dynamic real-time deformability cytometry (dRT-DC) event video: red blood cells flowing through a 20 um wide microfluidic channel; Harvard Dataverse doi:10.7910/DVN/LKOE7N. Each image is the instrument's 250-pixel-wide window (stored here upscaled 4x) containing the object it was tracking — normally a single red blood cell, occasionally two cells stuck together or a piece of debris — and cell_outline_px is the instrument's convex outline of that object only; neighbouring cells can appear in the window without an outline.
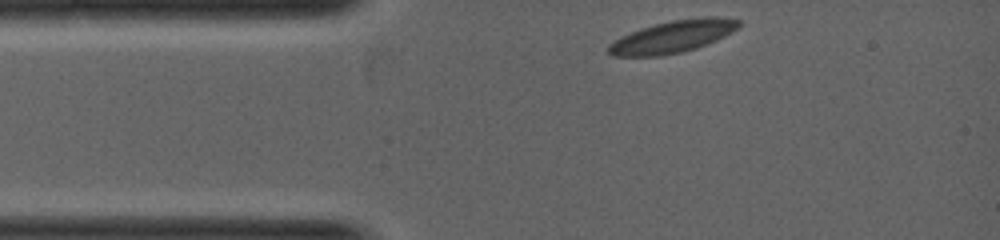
{"species": "common noctule bat (a hibernating species)", "species_latin": "Nyctalus noctula", "temperature_condition": "warm", "stored_images_in_passage": 17, "camera_frame_rate_fps": 5000, "um_per_image_px": 0.085, "animal": {"sex": "female", "body_mass_g": 19.0, "forearm_length_mm": 53.3}, "frame": {"image": 1, "passage_image": 1, "time_ms": 0.0, "image_size_px": [1000, 240], "cell_outline_px": [[740, 24], [732, 32], [716, 40], [696, 48], [680, 52], [660, 56], [612, 56], [608, 52], [608, 44], [620, 36], [640, 28], [672, 20], [704, 16], [716, 16], [740, 20]], "centroid_in_image_um": [57.16, 3.11], "position_along_channel_um": 27.8, "area_um2": 24.39}}
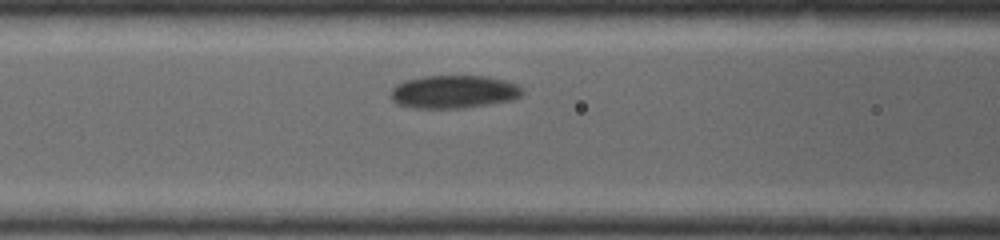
{"frame": {"image": 2, "passage_image": 10, "time_ms": 1.6, "image_size_px": [1000, 240], "cell_outline_px": [[524, 92], [520, 96], [512, 100], [464, 108], [412, 108], [396, 104], [392, 100], [392, 88], [396, 84], [404, 80], [424, 76], [488, 76], [504, 80], [516, 84], [524, 88]], "centroid_in_image_um": [38.57, 7.8], "position_along_channel_um": 128.0, "area_um2": 25.49}}
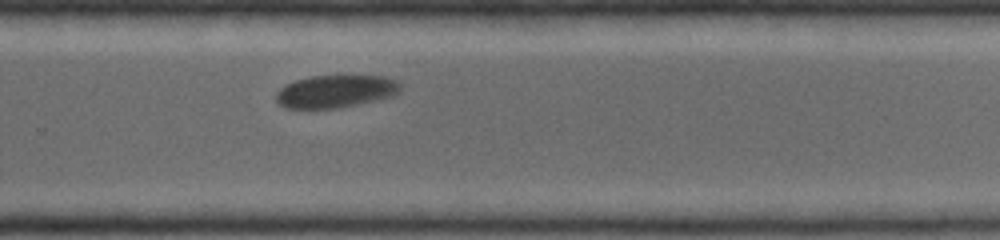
{"frame": {"image": 3, "passage_image": 17, "time_ms": 3.8, "image_size_px": [1000, 240], "cell_outline_px": [[400, 88], [392, 96], [356, 104], [336, 108], [284, 108], [276, 100], [276, 92], [280, 88], [296, 80], [308, 76], [384, 76], [396, 80], [400, 84]], "centroid_in_image_um": [28.49, 7.76], "position_along_channel_um": 301.3, "area_um2": 23.29}}